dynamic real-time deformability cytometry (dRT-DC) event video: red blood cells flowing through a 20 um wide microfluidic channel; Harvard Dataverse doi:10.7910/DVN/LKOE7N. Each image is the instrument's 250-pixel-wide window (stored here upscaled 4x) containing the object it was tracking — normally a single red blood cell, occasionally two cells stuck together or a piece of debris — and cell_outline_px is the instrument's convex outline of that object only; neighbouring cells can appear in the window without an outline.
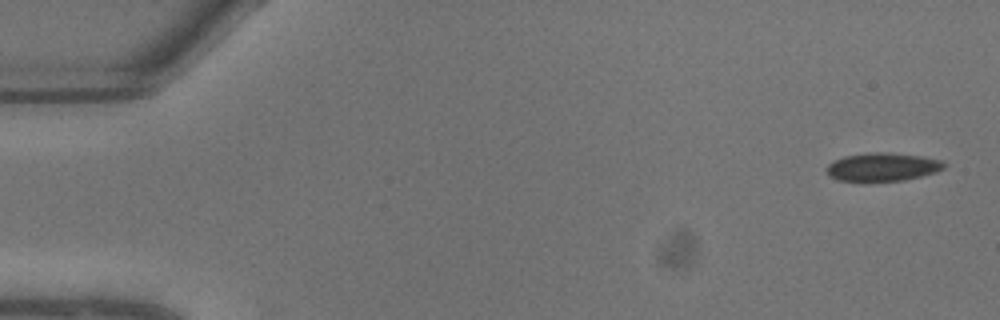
{"species": "common noctule bat (a hibernating species)", "species_latin": "Nyctalus noctula", "temperature_condition": "warm", "stored_images_in_passage": 8, "camera_frame_rate_fps": 3000, "um_per_image_px": 0.085, "animal": {"sex": "male", "body_mass_g": 13.3}, "frame": {"image": 1, "passage_image": 1, "time_ms": 0.0, "image_size_px": [1000, 320], "cell_outline_px": [[944, 168], [936, 172], [904, 180], [836, 180], [828, 172], [828, 164], [844, 156], [872, 152], [888, 152], [920, 156], [940, 160], [944, 164]], "centroid_in_image_um": [75.04, 14.17], "position_along_channel_um": 10.0, "area_um2": 18.79}}
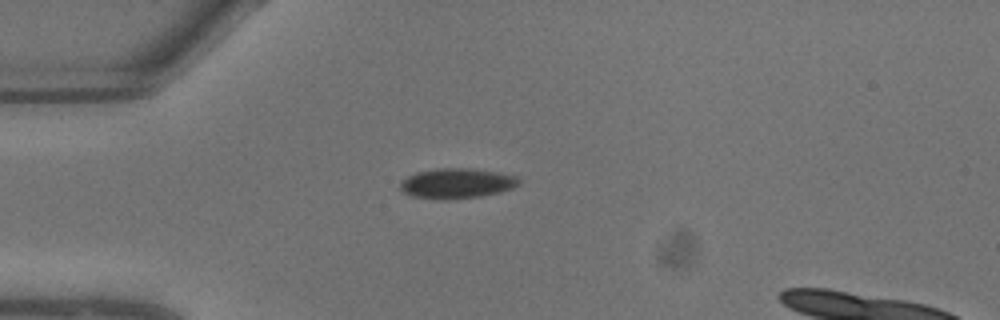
{"frame": {"image": 2, "passage_image": 6, "time_ms": 1.667, "image_size_px": [1000, 320], "cell_outline_px": [[520, 184], [512, 188], [500, 192], [480, 196], [448, 200], [436, 200], [412, 196], [404, 192], [400, 188], [400, 180], [416, 172], [436, 168], [468, 168], [496, 172], [516, 176], [520, 180]], "centroid_in_image_um": [38.79, 15.59], "position_along_channel_um": 46.2, "area_um2": 20.98}}
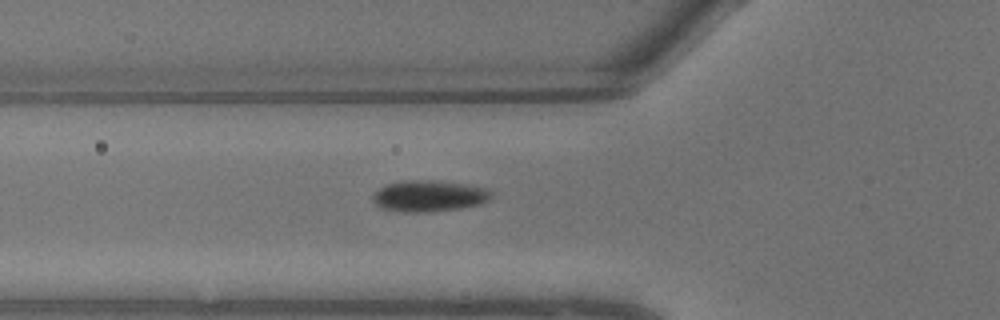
{"frame": {"image": 3, "passage_image": 8, "time_ms": 2.333, "image_size_px": [1000, 320], "cell_outline_px": [[492, 200], [480, 204], [460, 208], [432, 212], [404, 212], [380, 208], [372, 200], [372, 192], [388, 184], [404, 180], [440, 180], [468, 184], [488, 188], [492, 192]], "centroid_in_image_um": [36.5, 16.65], "position_along_channel_um": 89.3, "area_um2": 22.08}}